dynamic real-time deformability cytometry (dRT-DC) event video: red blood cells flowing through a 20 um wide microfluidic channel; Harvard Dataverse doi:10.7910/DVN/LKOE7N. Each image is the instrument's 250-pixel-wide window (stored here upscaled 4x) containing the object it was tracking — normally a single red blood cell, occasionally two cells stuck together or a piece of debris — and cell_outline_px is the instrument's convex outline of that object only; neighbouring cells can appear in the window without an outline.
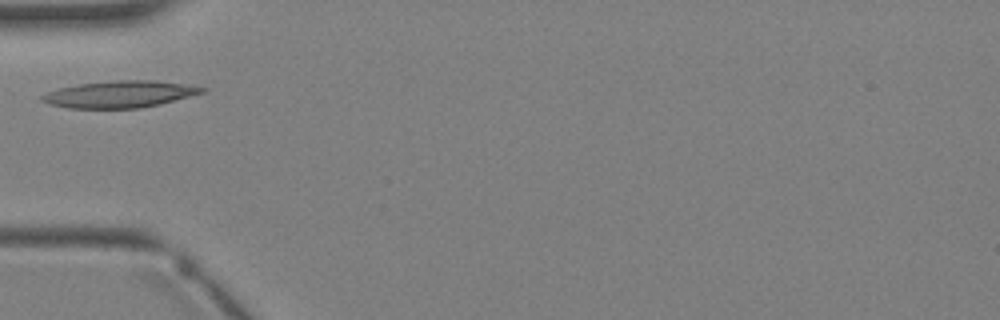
{"species": "Egyptian fruit bat (a non-hibernating species)", "species_latin": "Rousettus aegyptiacus", "temperature_condition": "warm", "stored_images_in_passage": 1, "camera_frame_rate_fps": 3000, "um_per_image_px": 0.085, "animal": {"sex": "female"}, "frame": {"image": 1, "passage_image": 1, "time_ms": 0.0, "image_size_px": [1000, 320], "cell_outline_px": [[208, 88], [204, 92], [160, 104], [140, 108], [68, 108], [48, 104], [40, 100], [40, 96], [48, 92], [60, 88], [76, 84], [116, 80], [152, 80]], "centroid_in_image_um": [10.12, 8.01], "position_along_channel_um": 74.9, "area_um2": 24.8}}